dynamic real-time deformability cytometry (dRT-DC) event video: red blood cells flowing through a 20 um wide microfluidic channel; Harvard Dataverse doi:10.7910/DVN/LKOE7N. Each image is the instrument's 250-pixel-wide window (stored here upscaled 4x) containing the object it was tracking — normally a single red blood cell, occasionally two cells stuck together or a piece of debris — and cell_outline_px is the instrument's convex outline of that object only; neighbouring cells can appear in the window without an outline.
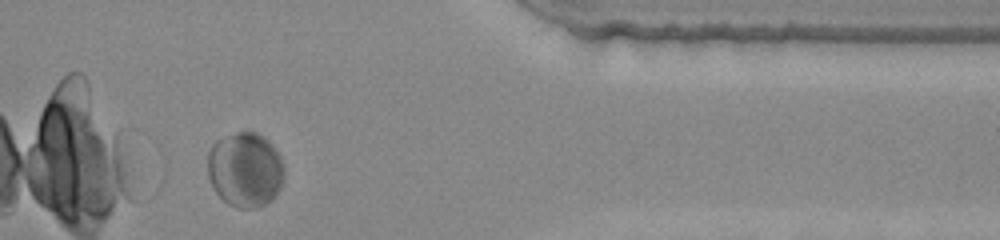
{"species": "common noctule bat (a hibernating species)", "species_latin": "Nyctalus noctula", "temperature_condition": "warm", "stored_images_in_passage": 35, "camera_frame_rate_fps": 3000, "um_per_image_px": 0.085, "animal": {"sex": "female", "body_mass_g": 22.0, "forearm_length_mm": 56.7}, "frame": {"image": 1, "passage_image": 28, "time_ms": 9.0, "image_size_px": [1000, 240], "cell_outline_px": [[284, 176], [280, 188], [272, 200], [256, 208], [236, 208], [228, 204], [216, 192], [208, 176], [208, 152], [212, 144], [216, 140], [236, 132], [256, 132], [268, 140], [272, 144], [280, 156], [284, 164]], "centroid_in_image_um": [20.85, 14.42], "position_along_channel_um": 390.6, "area_um2": 33.52}}